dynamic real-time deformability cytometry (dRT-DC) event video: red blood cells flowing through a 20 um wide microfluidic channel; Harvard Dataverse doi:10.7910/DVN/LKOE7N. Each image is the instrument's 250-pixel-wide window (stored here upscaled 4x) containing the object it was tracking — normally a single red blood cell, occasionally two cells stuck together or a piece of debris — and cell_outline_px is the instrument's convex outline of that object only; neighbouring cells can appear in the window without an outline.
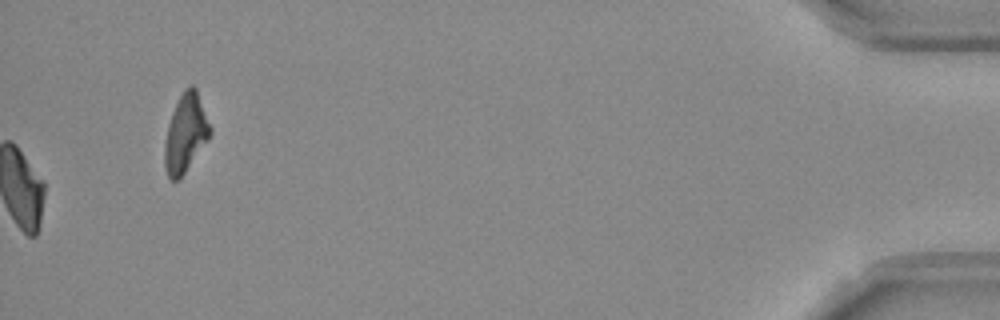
{"species": "Egyptian fruit bat (a non-hibernating species)", "species_latin": "Rousettus aegyptiacus", "temperature_condition": "room temperature", "stored_images_in_passage": 54, "camera_frame_rate_fps": 3000, "um_per_image_px": 0.085, "frame": {"image": 1, "passage_image": 54, "time_ms": 17.667, "image_size_px": [1000, 320], "cell_outline_px": [[212, 132], [208, 140], [184, 172], [176, 180], [172, 180], [168, 176], [164, 168], [164, 144], [168, 124], [172, 112], [184, 88], [192, 84], [196, 88], [212, 128]], "centroid_in_image_um": [15.77, 11.29], "position_along_channel_um": 419.4, "area_um2": 20.58}, "authors_computed_cell_mechanics": {"area_um2": 22.9177, "velocity_mm_per_s": 3.7409, "shape_relaxation_time_tau1_ms": 6.4372, "shape_relaxation_time_tau2_ms": 3.8415, "deformation_change_tau1": 0.1547, "deformation_change_tau2": 0.0801}}